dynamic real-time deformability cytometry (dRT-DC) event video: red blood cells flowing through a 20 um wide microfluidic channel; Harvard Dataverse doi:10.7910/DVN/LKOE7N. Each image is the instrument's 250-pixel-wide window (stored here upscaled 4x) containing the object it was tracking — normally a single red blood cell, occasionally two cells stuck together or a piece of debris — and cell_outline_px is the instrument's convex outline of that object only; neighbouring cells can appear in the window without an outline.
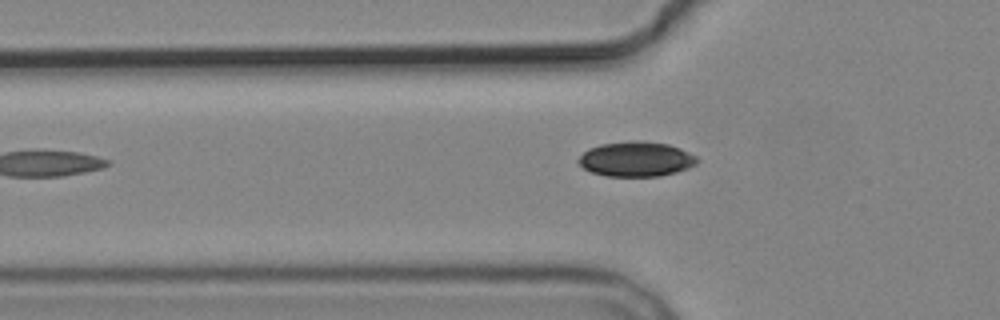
{"species": "common noctule bat (a hibernating species)", "species_latin": "Nyctalus noctula", "temperature_condition": "cold", "stored_images_in_passage": 6, "camera_frame_rate_fps": 3000, "um_per_image_px": 0.085, "animal": {"sex": "male", "body_mass_g": 19.2, "forearm_length_mm": 51.8}, "frame": {"image": 1, "passage_image": 6, "time_ms": 6.0, "image_size_px": [1000, 320], "cell_outline_px": [[700, 160], [696, 164], [688, 168], [676, 172], [660, 176], [604, 176], [592, 172], [584, 168], [576, 160], [588, 148], [600, 144], [632, 140], [640, 140], [668, 144], [680, 148], [696, 156]], "centroid_in_image_um": [54.07, 13.51], "position_along_channel_um": 71.7, "area_um2": 24.28}}